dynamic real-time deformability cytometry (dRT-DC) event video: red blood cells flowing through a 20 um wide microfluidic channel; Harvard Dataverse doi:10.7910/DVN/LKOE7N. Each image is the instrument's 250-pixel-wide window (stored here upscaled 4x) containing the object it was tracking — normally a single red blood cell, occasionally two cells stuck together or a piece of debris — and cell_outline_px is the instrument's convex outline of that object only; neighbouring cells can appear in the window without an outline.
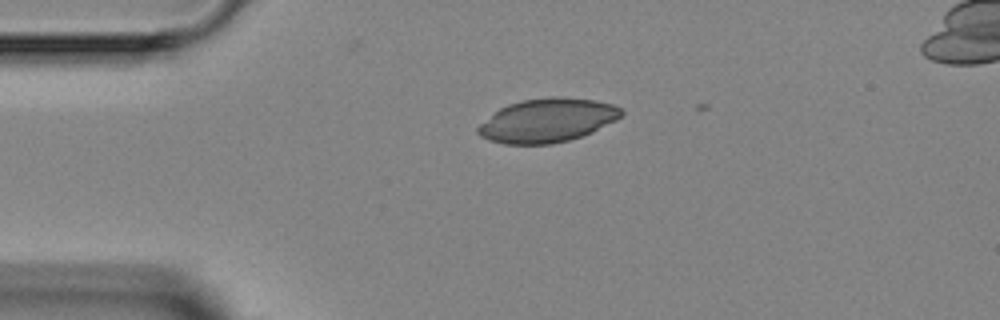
{"species": "Egyptian fruit bat (a non-hibernating species)", "species_latin": "Rousettus aegyptiacus", "temperature_condition": "room temperature", "stored_images_in_passage": 4, "camera_frame_rate_fps": 3000, "um_per_image_px": 0.085, "animal": {"sex": "female"}, "frame": {"image": 1, "passage_image": 2, "time_ms": 1.333, "image_size_px": [1000, 320], "cell_outline_px": [[624, 112], [616, 120], [592, 132], [568, 140], [552, 144], [504, 144], [488, 140], [480, 136], [476, 132], [476, 128], [480, 124], [500, 108], [508, 104], [524, 100], [552, 96], [560, 96], [596, 100], [612, 104], [620, 108]], "centroid_in_image_um": [46.51, 10.23], "position_along_channel_um": 38.5, "area_um2": 36.47}}